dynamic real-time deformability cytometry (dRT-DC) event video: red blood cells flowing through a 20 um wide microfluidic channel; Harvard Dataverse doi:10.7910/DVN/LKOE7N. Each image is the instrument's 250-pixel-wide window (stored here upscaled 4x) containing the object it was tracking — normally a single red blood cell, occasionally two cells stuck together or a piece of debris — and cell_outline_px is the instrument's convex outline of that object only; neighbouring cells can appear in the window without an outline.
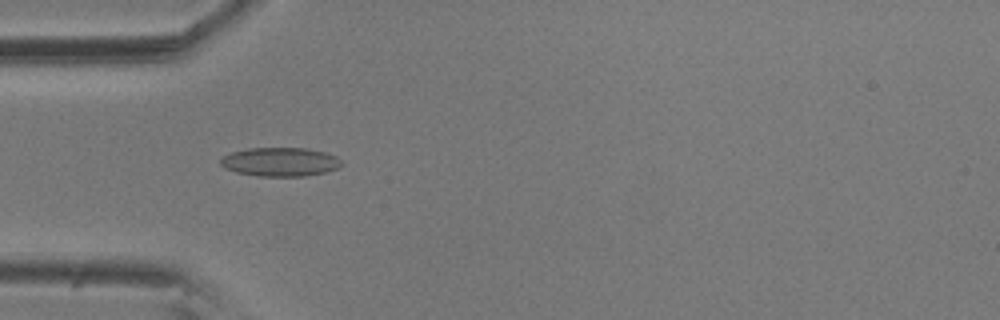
{"species": "common noctule bat (a hibernating species)", "species_latin": "Nyctalus noctula", "temperature_condition": "room temperature", "stored_images_in_passage": 12, "camera_frame_rate_fps": 3000, "um_per_image_px": 0.085, "animal": {"sex": "male", "body_mass_g": 20.5, "forearm_length_mm": 52.5}, "frame": {"image": 1, "passage_image": 4, "time_ms": 1.0, "image_size_px": [1000, 320], "cell_outline_px": [[344, 164], [336, 168], [324, 172], [304, 176], [256, 176], [236, 172], [224, 168], [220, 164], [220, 160], [224, 156], [232, 152], [248, 148], [308, 148], [324, 152], [336, 156]], "centroid_in_image_um": [23.8, 13.76], "position_along_channel_um": 61.2, "area_um2": 20.29}}
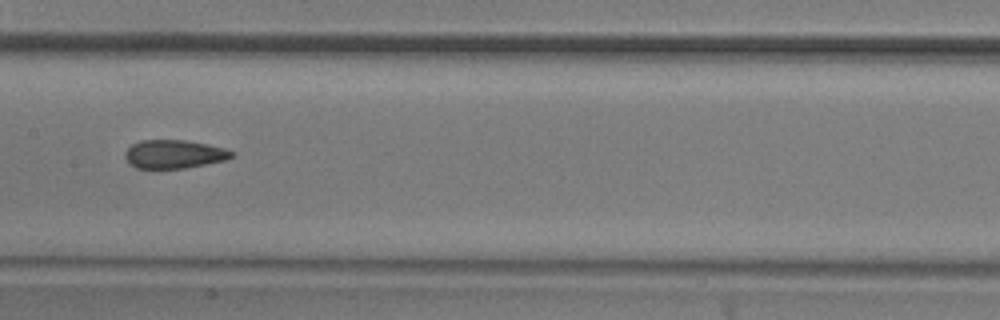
{"frame": {"image": 2, "passage_image": 7, "time_ms": 2.0, "image_size_px": [1000, 320], "cell_outline_px": [[236, 156], [224, 160], [184, 168], [136, 168], [128, 164], [124, 156], [124, 152], [132, 144], [140, 140], [184, 140], [208, 144], [224, 148], [236, 152]], "centroid_in_image_um": [14.79, 13.1], "position_along_channel_um": 192.6, "area_um2": 17.8}}
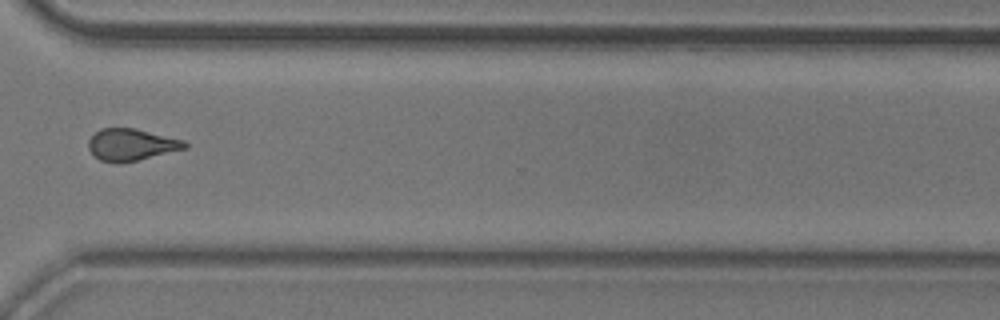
{"frame": {"image": 3, "passage_image": 11, "time_ms": 3.333, "image_size_px": [1000, 320], "cell_outline_px": [[188, 148], [120, 164], [116, 164], [100, 160], [88, 148], [88, 140], [100, 128], [136, 128], [184, 140], [188, 144]], "centroid_in_image_um": [11.17, 12.3], "position_along_channel_um": 359.4, "area_um2": 17.98}}